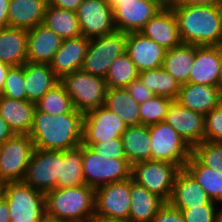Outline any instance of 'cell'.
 Returning a JSON list of instances; mask_svg holds the SVG:
<instances>
[{
	"mask_svg": "<svg viewBox=\"0 0 222 222\" xmlns=\"http://www.w3.org/2000/svg\"><path fill=\"white\" fill-rule=\"evenodd\" d=\"M84 114L78 110L49 115L36 109L29 136L34 148L41 150H68L83 141Z\"/></svg>",
	"mask_w": 222,
	"mask_h": 222,
	"instance_id": "cell-1",
	"label": "cell"
},
{
	"mask_svg": "<svg viewBox=\"0 0 222 222\" xmlns=\"http://www.w3.org/2000/svg\"><path fill=\"white\" fill-rule=\"evenodd\" d=\"M177 22L183 44L220 46L222 44L221 16L216 5L169 4Z\"/></svg>",
	"mask_w": 222,
	"mask_h": 222,
	"instance_id": "cell-2",
	"label": "cell"
},
{
	"mask_svg": "<svg viewBox=\"0 0 222 222\" xmlns=\"http://www.w3.org/2000/svg\"><path fill=\"white\" fill-rule=\"evenodd\" d=\"M45 206L50 221H94L95 189L86 184L55 188L45 194Z\"/></svg>",
	"mask_w": 222,
	"mask_h": 222,
	"instance_id": "cell-3",
	"label": "cell"
},
{
	"mask_svg": "<svg viewBox=\"0 0 222 222\" xmlns=\"http://www.w3.org/2000/svg\"><path fill=\"white\" fill-rule=\"evenodd\" d=\"M4 198L10 210V222H44L45 194L23 181L6 182Z\"/></svg>",
	"mask_w": 222,
	"mask_h": 222,
	"instance_id": "cell-4",
	"label": "cell"
},
{
	"mask_svg": "<svg viewBox=\"0 0 222 222\" xmlns=\"http://www.w3.org/2000/svg\"><path fill=\"white\" fill-rule=\"evenodd\" d=\"M60 82L65 86L75 110L84 114L104 105L108 90L105 78L77 70L66 74Z\"/></svg>",
	"mask_w": 222,
	"mask_h": 222,
	"instance_id": "cell-5",
	"label": "cell"
},
{
	"mask_svg": "<svg viewBox=\"0 0 222 222\" xmlns=\"http://www.w3.org/2000/svg\"><path fill=\"white\" fill-rule=\"evenodd\" d=\"M82 173L85 184L96 189L131 178L132 165L127 159H108L82 144Z\"/></svg>",
	"mask_w": 222,
	"mask_h": 222,
	"instance_id": "cell-6",
	"label": "cell"
},
{
	"mask_svg": "<svg viewBox=\"0 0 222 222\" xmlns=\"http://www.w3.org/2000/svg\"><path fill=\"white\" fill-rule=\"evenodd\" d=\"M127 33H112L90 38L81 70L105 78L112 62L126 52Z\"/></svg>",
	"mask_w": 222,
	"mask_h": 222,
	"instance_id": "cell-7",
	"label": "cell"
},
{
	"mask_svg": "<svg viewBox=\"0 0 222 222\" xmlns=\"http://www.w3.org/2000/svg\"><path fill=\"white\" fill-rule=\"evenodd\" d=\"M151 138V161L176 164L180 169L192 154V147L166 122L148 126Z\"/></svg>",
	"mask_w": 222,
	"mask_h": 222,
	"instance_id": "cell-8",
	"label": "cell"
},
{
	"mask_svg": "<svg viewBox=\"0 0 222 222\" xmlns=\"http://www.w3.org/2000/svg\"><path fill=\"white\" fill-rule=\"evenodd\" d=\"M62 150L34 148L23 182L46 194L61 188Z\"/></svg>",
	"mask_w": 222,
	"mask_h": 222,
	"instance_id": "cell-9",
	"label": "cell"
},
{
	"mask_svg": "<svg viewBox=\"0 0 222 222\" xmlns=\"http://www.w3.org/2000/svg\"><path fill=\"white\" fill-rule=\"evenodd\" d=\"M131 178L95 189L94 222L129 219Z\"/></svg>",
	"mask_w": 222,
	"mask_h": 222,
	"instance_id": "cell-10",
	"label": "cell"
},
{
	"mask_svg": "<svg viewBox=\"0 0 222 222\" xmlns=\"http://www.w3.org/2000/svg\"><path fill=\"white\" fill-rule=\"evenodd\" d=\"M180 168L171 162L140 161L132 165L131 177L137 184L169 202Z\"/></svg>",
	"mask_w": 222,
	"mask_h": 222,
	"instance_id": "cell-11",
	"label": "cell"
},
{
	"mask_svg": "<svg viewBox=\"0 0 222 222\" xmlns=\"http://www.w3.org/2000/svg\"><path fill=\"white\" fill-rule=\"evenodd\" d=\"M33 150L28 134H14L0 144V180L23 181Z\"/></svg>",
	"mask_w": 222,
	"mask_h": 222,
	"instance_id": "cell-12",
	"label": "cell"
},
{
	"mask_svg": "<svg viewBox=\"0 0 222 222\" xmlns=\"http://www.w3.org/2000/svg\"><path fill=\"white\" fill-rule=\"evenodd\" d=\"M127 125L105 106L84 113L82 144L92 147L95 143L119 138Z\"/></svg>",
	"mask_w": 222,
	"mask_h": 222,
	"instance_id": "cell-13",
	"label": "cell"
},
{
	"mask_svg": "<svg viewBox=\"0 0 222 222\" xmlns=\"http://www.w3.org/2000/svg\"><path fill=\"white\" fill-rule=\"evenodd\" d=\"M75 12L84 37L94 38L116 30L113 10L106 0H83Z\"/></svg>",
	"mask_w": 222,
	"mask_h": 222,
	"instance_id": "cell-14",
	"label": "cell"
},
{
	"mask_svg": "<svg viewBox=\"0 0 222 222\" xmlns=\"http://www.w3.org/2000/svg\"><path fill=\"white\" fill-rule=\"evenodd\" d=\"M165 5L160 0H126L113 11L116 30L140 32L144 25Z\"/></svg>",
	"mask_w": 222,
	"mask_h": 222,
	"instance_id": "cell-15",
	"label": "cell"
},
{
	"mask_svg": "<svg viewBox=\"0 0 222 222\" xmlns=\"http://www.w3.org/2000/svg\"><path fill=\"white\" fill-rule=\"evenodd\" d=\"M165 121L193 148L204 141V115L173 100Z\"/></svg>",
	"mask_w": 222,
	"mask_h": 222,
	"instance_id": "cell-16",
	"label": "cell"
},
{
	"mask_svg": "<svg viewBox=\"0 0 222 222\" xmlns=\"http://www.w3.org/2000/svg\"><path fill=\"white\" fill-rule=\"evenodd\" d=\"M126 52L140 73L161 67L166 49L141 32H130L127 33Z\"/></svg>",
	"mask_w": 222,
	"mask_h": 222,
	"instance_id": "cell-17",
	"label": "cell"
},
{
	"mask_svg": "<svg viewBox=\"0 0 222 222\" xmlns=\"http://www.w3.org/2000/svg\"><path fill=\"white\" fill-rule=\"evenodd\" d=\"M140 32L166 50L182 44L177 18L169 5L158 11Z\"/></svg>",
	"mask_w": 222,
	"mask_h": 222,
	"instance_id": "cell-18",
	"label": "cell"
},
{
	"mask_svg": "<svg viewBox=\"0 0 222 222\" xmlns=\"http://www.w3.org/2000/svg\"><path fill=\"white\" fill-rule=\"evenodd\" d=\"M90 38L82 35L64 39L61 47L49 63L52 71L61 80L66 74L81 70Z\"/></svg>",
	"mask_w": 222,
	"mask_h": 222,
	"instance_id": "cell-19",
	"label": "cell"
},
{
	"mask_svg": "<svg viewBox=\"0 0 222 222\" xmlns=\"http://www.w3.org/2000/svg\"><path fill=\"white\" fill-rule=\"evenodd\" d=\"M220 47L195 45V60L189 74V83L220 87Z\"/></svg>",
	"mask_w": 222,
	"mask_h": 222,
	"instance_id": "cell-20",
	"label": "cell"
},
{
	"mask_svg": "<svg viewBox=\"0 0 222 222\" xmlns=\"http://www.w3.org/2000/svg\"><path fill=\"white\" fill-rule=\"evenodd\" d=\"M169 203L177 209H188L206 204H217L203 191V188L182 168L176 174Z\"/></svg>",
	"mask_w": 222,
	"mask_h": 222,
	"instance_id": "cell-21",
	"label": "cell"
},
{
	"mask_svg": "<svg viewBox=\"0 0 222 222\" xmlns=\"http://www.w3.org/2000/svg\"><path fill=\"white\" fill-rule=\"evenodd\" d=\"M27 32V62L49 64L61 47L63 39L44 24H39Z\"/></svg>",
	"mask_w": 222,
	"mask_h": 222,
	"instance_id": "cell-22",
	"label": "cell"
},
{
	"mask_svg": "<svg viewBox=\"0 0 222 222\" xmlns=\"http://www.w3.org/2000/svg\"><path fill=\"white\" fill-rule=\"evenodd\" d=\"M220 92L219 86L188 82L181 85L177 101L185 108L205 116L219 105Z\"/></svg>",
	"mask_w": 222,
	"mask_h": 222,
	"instance_id": "cell-23",
	"label": "cell"
},
{
	"mask_svg": "<svg viewBox=\"0 0 222 222\" xmlns=\"http://www.w3.org/2000/svg\"><path fill=\"white\" fill-rule=\"evenodd\" d=\"M35 112V102L0 95V115L14 134H29Z\"/></svg>",
	"mask_w": 222,
	"mask_h": 222,
	"instance_id": "cell-24",
	"label": "cell"
},
{
	"mask_svg": "<svg viewBox=\"0 0 222 222\" xmlns=\"http://www.w3.org/2000/svg\"><path fill=\"white\" fill-rule=\"evenodd\" d=\"M47 6V0H10L9 27L29 30L43 24Z\"/></svg>",
	"mask_w": 222,
	"mask_h": 222,
	"instance_id": "cell-25",
	"label": "cell"
},
{
	"mask_svg": "<svg viewBox=\"0 0 222 222\" xmlns=\"http://www.w3.org/2000/svg\"><path fill=\"white\" fill-rule=\"evenodd\" d=\"M24 81L27 100L37 103L60 79L49 64L25 62Z\"/></svg>",
	"mask_w": 222,
	"mask_h": 222,
	"instance_id": "cell-26",
	"label": "cell"
},
{
	"mask_svg": "<svg viewBox=\"0 0 222 222\" xmlns=\"http://www.w3.org/2000/svg\"><path fill=\"white\" fill-rule=\"evenodd\" d=\"M28 32L25 29L5 27L0 29V61L10 66L27 62Z\"/></svg>",
	"mask_w": 222,
	"mask_h": 222,
	"instance_id": "cell-27",
	"label": "cell"
},
{
	"mask_svg": "<svg viewBox=\"0 0 222 222\" xmlns=\"http://www.w3.org/2000/svg\"><path fill=\"white\" fill-rule=\"evenodd\" d=\"M131 207L129 220L133 222H150L165 201L137 184L131 177Z\"/></svg>",
	"mask_w": 222,
	"mask_h": 222,
	"instance_id": "cell-28",
	"label": "cell"
},
{
	"mask_svg": "<svg viewBox=\"0 0 222 222\" xmlns=\"http://www.w3.org/2000/svg\"><path fill=\"white\" fill-rule=\"evenodd\" d=\"M121 139L125 156L131 165L151 160V138L148 126H127Z\"/></svg>",
	"mask_w": 222,
	"mask_h": 222,
	"instance_id": "cell-29",
	"label": "cell"
},
{
	"mask_svg": "<svg viewBox=\"0 0 222 222\" xmlns=\"http://www.w3.org/2000/svg\"><path fill=\"white\" fill-rule=\"evenodd\" d=\"M139 103L126 88H108L104 105L118 115L127 126L141 125Z\"/></svg>",
	"mask_w": 222,
	"mask_h": 222,
	"instance_id": "cell-30",
	"label": "cell"
},
{
	"mask_svg": "<svg viewBox=\"0 0 222 222\" xmlns=\"http://www.w3.org/2000/svg\"><path fill=\"white\" fill-rule=\"evenodd\" d=\"M195 60V45L181 44L166 50L162 67L175 78L180 85L189 82V74Z\"/></svg>",
	"mask_w": 222,
	"mask_h": 222,
	"instance_id": "cell-31",
	"label": "cell"
},
{
	"mask_svg": "<svg viewBox=\"0 0 222 222\" xmlns=\"http://www.w3.org/2000/svg\"><path fill=\"white\" fill-rule=\"evenodd\" d=\"M185 169L212 201L222 204V174L219 170L203 165L193 154L189 157Z\"/></svg>",
	"mask_w": 222,
	"mask_h": 222,
	"instance_id": "cell-32",
	"label": "cell"
},
{
	"mask_svg": "<svg viewBox=\"0 0 222 222\" xmlns=\"http://www.w3.org/2000/svg\"><path fill=\"white\" fill-rule=\"evenodd\" d=\"M43 24L63 40L82 35L76 12L72 10L48 5Z\"/></svg>",
	"mask_w": 222,
	"mask_h": 222,
	"instance_id": "cell-33",
	"label": "cell"
},
{
	"mask_svg": "<svg viewBox=\"0 0 222 222\" xmlns=\"http://www.w3.org/2000/svg\"><path fill=\"white\" fill-rule=\"evenodd\" d=\"M138 77L155 95L177 100L181 85L162 66L142 71Z\"/></svg>",
	"mask_w": 222,
	"mask_h": 222,
	"instance_id": "cell-34",
	"label": "cell"
},
{
	"mask_svg": "<svg viewBox=\"0 0 222 222\" xmlns=\"http://www.w3.org/2000/svg\"><path fill=\"white\" fill-rule=\"evenodd\" d=\"M82 143L62 151L61 188L85 185L82 173Z\"/></svg>",
	"mask_w": 222,
	"mask_h": 222,
	"instance_id": "cell-35",
	"label": "cell"
},
{
	"mask_svg": "<svg viewBox=\"0 0 222 222\" xmlns=\"http://www.w3.org/2000/svg\"><path fill=\"white\" fill-rule=\"evenodd\" d=\"M139 72L127 52L115 58L105 77L108 88H126L137 79Z\"/></svg>",
	"mask_w": 222,
	"mask_h": 222,
	"instance_id": "cell-36",
	"label": "cell"
},
{
	"mask_svg": "<svg viewBox=\"0 0 222 222\" xmlns=\"http://www.w3.org/2000/svg\"><path fill=\"white\" fill-rule=\"evenodd\" d=\"M36 109L49 115L70 113L74 110L65 86L59 82L36 103Z\"/></svg>",
	"mask_w": 222,
	"mask_h": 222,
	"instance_id": "cell-37",
	"label": "cell"
},
{
	"mask_svg": "<svg viewBox=\"0 0 222 222\" xmlns=\"http://www.w3.org/2000/svg\"><path fill=\"white\" fill-rule=\"evenodd\" d=\"M173 100L155 95L139 105L141 125L150 126L165 121L167 110Z\"/></svg>",
	"mask_w": 222,
	"mask_h": 222,
	"instance_id": "cell-38",
	"label": "cell"
},
{
	"mask_svg": "<svg viewBox=\"0 0 222 222\" xmlns=\"http://www.w3.org/2000/svg\"><path fill=\"white\" fill-rule=\"evenodd\" d=\"M192 154L203 164L222 174V143L202 141L192 148Z\"/></svg>",
	"mask_w": 222,
	"mask_h": 222,
	"instance_id": "cell-39",
	"label": "cell"
},
{
	"mask_svg": "<svg viewBox=\"0 0 222 222\" xmlns=\"http://www.w3.org/2000/svg\"><path fill=\"white\" fill-rule=\"evenodd\" d=\"M24 81V67L11 66L6 77L2 96L16 100H27Z\"/></svg>",
	"mask_w": 222,
	"mask_h": 222,
	"instance_id": "cell-40",
	"label": "cell"
},
{
	"mask_svg": "<svg viewBox=\"0 0 222 222\" xmlns=\"http://www.w3.org/2000/svg\"><path fill=\"white\" fill-rule=\"evenodd\" d=\"M204 140L222 143V108L219 105L204 116Z\"/></svg>",
	"mask_w": 222,
	"mask_h": 222,
	"instance_id": "cell-41",
	"label": "cell"
},
{
	"mask_svg": "<svg viewBox=\"0 0 222 222\" xmlns=\"http://www.w3.org/2000/svg\"><path fill=\"white\" fill-rule=\"evenodd\" d=\"M220 204H206L188 209H179L185 222H217Z\"/></svg>",
	"mask_w": 222,
	"mask_h": 222,
	"instance_id": "cell-42",
	"label": "cell"
},
{
	"mask_svg": "<svg viewBox=\"0 0 222 222\" xmlns=\"http://www.w3.org/2000/svg\"><path fill=\"white\" fill-rule=\"evenodd\" d=\"M91 148L95 152L108 159H127L121 137L95 143Z\"/></svg>",
	"mask_w": 222,
	"mask_h": 222,
	"instance_id": "cell-43",
	"label": "cell"
},
{
	"mask_svg": "<svg viewBox=\"0 0 222 222\" xmlns=\"http://www.w3.org/2000/svg\"><path fill=\"white\" fill-rule=\"evenodd\" d=\"M126 89L132 96V98L139 104L144 103L145 101L155 96V94L143 84L139 77L134 81L130 82L127 85Z\"/></svg>",
	"mask_w": 222,
	"mask_h": 222,
	"instance_id": "cell-44",
	"label": "cell"
},
{
	"mask_svg": "<svg viewBox=\"0 0 222 222\" xmlns=\"http://www.w3.org/2000/svg\"><path fill=\"white\" fill-rule=\"evenodd\" d=\"M150 222H185L179 209L173 207L169 202L157 211V214Z\"/></svg>",
	"mask_w": 222,
	"mask_h": 222,
	"instance_id": "cell-45",
	"label": "cell"
},
{
	"mask_svg": "<svg viewBox=\"0 0 222 222\" xmlns=\"http://www.w3.org/2000/svg\"><path fill=\"white\" fill-rule=\"evenodd\" d=\"M49 6L76 11L83 0H47Z\"/></svg>",
	"mask_w": 222,
	"mask_h": 222,
	"instance_id": "cell-46",
	"label": "cell"
},
{
	"mask_svg": "<svg viewBox=\"0 0 222 222\" xmlns=\"http://www.w3.org/2000/svg\"><path fill=\"white\" fill-rule=\"evenodd\" d=\"M10 0H0V29L9 27L8 7Z\"/></svg>",
	"mask_w": 222,
	"mask_h": 222,
	"instance_id": "cell-47",
	"label": "cell"
},
{
	"mask_svg": "<svg viewBox=\"0 0 222 222\" xmlns=\"http://www.w3.org/2000/svg\"><path fill=\"white\" fill-rule=\"evenodd\" d=\"M14 135V132L10 129L8 124L4 121V119L0 115V144L7 141Z\"/></svg>",
	"mask_w": 222,
	"mask_h": 222,
	"instance_id": "cell-48",
	"label": "cell"
},
{
	"mask_svg": "<svg viewBox=\"0 0 222 222\" xmlns=\"http://www.w3.org/2000/svg\"><path fill=\"white\" fill-rule=\"evenodd\" d=\"M222 0H177L173 3H182L189 5H216L218 6Z\"/></svg>",
	"mask_w": 222,
	"mask_h": 222,
	"instance_id": "cell-49",
	"label": "cell"
},
{
	"mask_svg": "<svg viewBox=\"0 0 222 222\" xmlns=\"http://www.w3.org/2000/svg\"><path fill=\"white\" fill-rule=\"evenodd\" d=\"M0 222H10V210L5 198L0 200Z\"/></svg>",
	"mask_w": 222,
	"mask_h": 222,
	"instance_id": "cell-50",
	"label": "cell"
},
{
	"mask_svg": "<svg viewBox=\"0 0 222 222\" xmlns=\"http://www.w3.org/2000/svg\"><path fill=\"white\" fill-rule=\"evenodd\" d=\"M10 67H11L10 65L0 61V95L3 91L4 83H5Z\"/></svg>",
	"mask_w": 222,
	"mask_h": 222,
	"instance_id": "cell-51",
	"label": "cell"
},
{
	"mask_svg": "<svg viewBox=\"0 0 222 222\" xmlns=\"http://www.w3.org/2000/svg\"><path fill=\"white\" fill-rule=\"evenodd\" d=\"M124 1L126 0H106V2L112 8L113 11L119 6V2H124Z\"/></svg>",
	"mask_w": 222,
	"mask_h": 222,
	"instance_id": "cell-52",
	"label": "cell"
},
{
	"mask_svg": "<svg viewBox=\"0 0 222 222\" xmlns=\"http://www.w3.org/2000/svg\"><path fill=\"white\" fill-rule=\"evenodd\" d=\"M5 181L0 180V200L4 198Z\"/></svg>",
	"mask_w": 222,
	"mask_h": 222,
	"instance_id": "cell-53",
	"label": "cell"
},
{
	"mask_svg": "<svg viewBox=\"0 0 222 222\" xmlns=\"http://www.w3.org/2000/svg\"><path fill=\"white\" fill-rule=\"evenodd\" d=\"M220 47V60H221V66H220V88H222V44Z\"/></svg>",
	"mask_w": 222,
	"mask_h": 222,
	"instance_id": "cell-54",
	"label": "cell"
},
{
	"mask_svg": "<svg viewBox=\"0 0 222 222\" xmlns=\"http://www.w3.org/2000/svg\"><path fill=\"white\" fill-rule=\"evenodd\" d=\"M220 205H222V204H220ZM217 222H222V206H219V208H218Z\"/></svg>",
	"mask_w": 222,
	"mask_h": 222,
	"instance_id": "cell-55",
	"label": "cell"
},
{
	"mask_svg": "<svg viewBox=\"0 0 222 222\" xmlns=\"http://www.w3.org/2000/svg\"><path fill=\"white\" fill-rule=\"evenodd\" d=\"M164 5H169L173 2H176L177 0H160Z\"/></svg>",
	"mask_w": 222,
	"mask_h": 222,
	"instance_id": "cell-56",
	"label": "cell"
},
{
	"mask_svg": "<svg viewBox=\"0 0 222 222\" xmlns=\"http://www.w3.org/2000/svg\"><path fill=\"white\" fill-rule=\"evenodd\" d=\"M106 222H133L129 219H122V220H111V221H106Z\"/></svg>",
	"mask_w": 222,
	"mask_h": 222,
	"instance_id": "cell-57",
	"label": "cell"
},
{
	"mask_svg": "<svg viewBox=\"0 0 222 222\" xmlns=\"http://www.w3.org/2000/svg\"><path fill=\"white\" fill-rule=\"evenodd\" d=\"M220 16H221V26H222V2L218 5Z\"/></svg>",
	"mask_w": 222,
	"mask_h": 222,
	"instance_id": "cell-58",
	"label": "cell"
},
{
	"mask_svg": "<svg viewBox=\"0 0 222 222\" xmlns=\"http://www.w3.org/2000/svg\"><path fill=\"white\" fill-rule=\"evenodd\" d=\"M219 106H221V108H222V88H221V92H220V96H219Z\"/></svg>",
	"mask_w": 222,
	"mask_h": 222,
	"instance_id": "cell-59",
	"label": "cell"
},
{
	"mask_svg": "<svg viewBox=\"0 0 222 222\" xmlns=\"http://www.w3.org/2000/svg\"><path fill=\"white\" fill-rule=\"evenodd\" d=\"M77 222H94V221H77Z\"/></svg>",
	"mask_w": 222,
	"mask_h": 222,
	"instance_id": "cell-60",
	"label": "cell"
},
{
	"mask_svg": "<svg viewBox=\"0 0 222 222\" xmlns=\"http://www.w3.org/2000/svg\"><path fill=\"white\" fill-rule=\"evenodd\" d=\"M44 222H55V221H50V220H47V219H46Z\"/></svg>",
	"mask_w": 222,
	"mask_h": 222,
	"instance_id": "cell-61",
	"label": "cell"
}]
</instances>
